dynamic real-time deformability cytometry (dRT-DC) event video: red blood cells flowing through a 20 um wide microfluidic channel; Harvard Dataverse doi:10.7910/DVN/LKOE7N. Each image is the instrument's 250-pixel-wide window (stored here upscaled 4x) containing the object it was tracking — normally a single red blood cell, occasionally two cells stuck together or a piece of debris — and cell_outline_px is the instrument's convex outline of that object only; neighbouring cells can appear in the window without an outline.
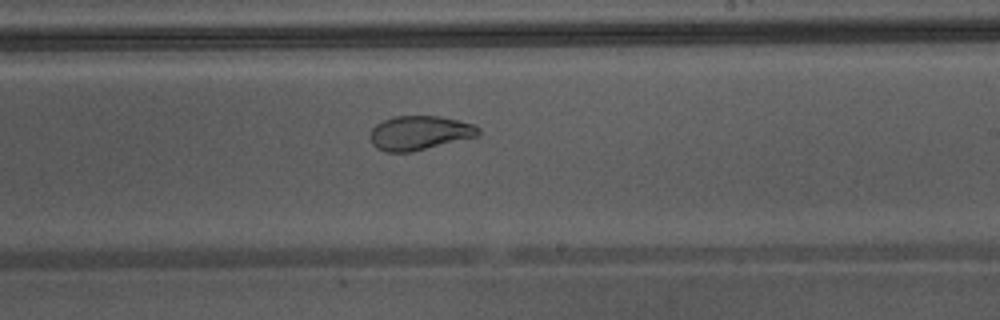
{"species": "Egyptian fruit bat (a non-hibernating species)", "species_latin": "Rousettus aegyptiacus", "temperature_condition": "warm", "stored_images_in_passage": 44, "camera_frame_rate_fps": 3000, "um_per_image_px": 0.085, "animal": {"sex": "male"}, "frame": {"image": 1, "passage_image": 26, "time_ms": 8.333, "image_size_px": [1000, 320], "cell_outline_px": [[480, 132], [476, 136], [412, 152], [384, 152], [376, 148], [372, 144], [368, 136], [372, 128], [376, 124], [392, 116], [440, 116], [476, 124], [480, 128]], "centroid_in_image_um": [35.62, 11.29], "position_along_channel_um": 253.4, "area_um2": 21.73}, "authors_computed_cell_mechanics": {"area_um2": 28.033, "velocity_mm_per_s": 4.3899, "shape_relaxation_time_tau1_ms": null, "shape_relaxation_time_tau2_ms": 0.8404, "deformation_change_tau1": null, "deformation_change_tau2": 0.0574}}